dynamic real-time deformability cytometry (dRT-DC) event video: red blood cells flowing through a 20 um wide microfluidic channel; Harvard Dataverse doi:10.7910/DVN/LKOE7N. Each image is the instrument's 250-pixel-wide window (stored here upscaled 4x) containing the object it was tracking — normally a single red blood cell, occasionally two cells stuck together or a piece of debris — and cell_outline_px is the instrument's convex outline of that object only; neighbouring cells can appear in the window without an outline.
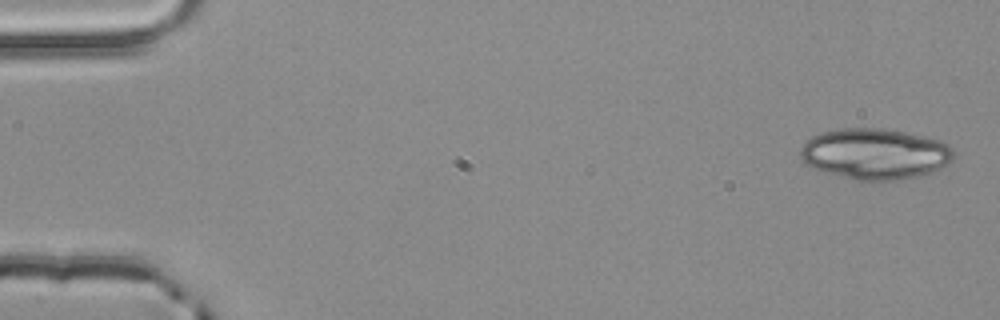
{"species": "common noctule bat (a hibernating species)", "species_latin": "Nyctalus noctula", "temperature_condition": "room temperature", "stored_images_in_passage": 4, "camera_frame_rate_fps": 3000, "um_per_image_px": 0.085, "animal": {"sex": "male", "body_mass_g": 20.4}, "frame": {"image": 1, "passage_image": 1, "time_ms": 0.0, "image_size_px": [1000, 320], "cell_outline_px": [[952, 160], [940, 168], [932, 172], [916, 176], [892, 180], [856, 180], [824, 172], [808, 164], [800, 156], [800, 148], [804, 140], [812, 136], [824, 132], [840, 128], [880, 128], [904, 132], [924, 136], [948, 144], [952, 148]], "centroid_in_image_um": [74.34, 13.07], "position_along_channel_um": 10.7, "area_um2": 45.03}}